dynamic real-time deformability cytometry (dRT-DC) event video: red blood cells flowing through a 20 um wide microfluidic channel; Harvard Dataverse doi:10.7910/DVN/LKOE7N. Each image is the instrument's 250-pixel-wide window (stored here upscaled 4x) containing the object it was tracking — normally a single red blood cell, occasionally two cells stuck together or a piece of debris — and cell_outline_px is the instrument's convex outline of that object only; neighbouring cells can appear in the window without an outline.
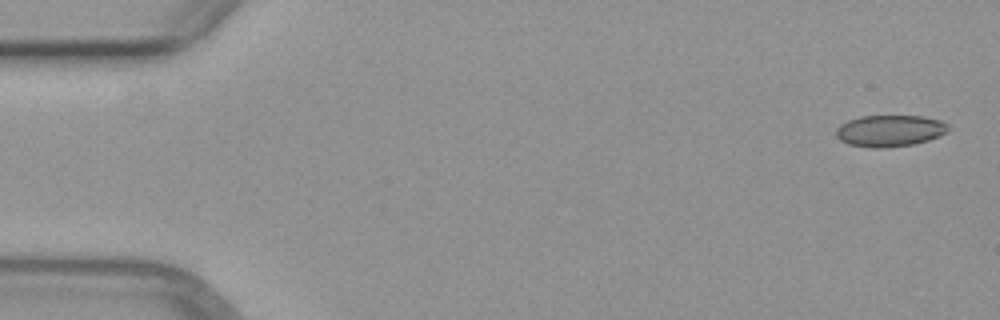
{"species": "common noctule bat (a hibernating species)", "species_latin": "Nyctalus noctula", "temperature_condition": "warm", "stored_images_in_passage": 7, "camera_frame_rate_fps": 3000, "um_per_image_px": 0.085, "animal": {"sex": "female", "body_mass_g": 29.2, "forearm_length_mm": 56.3}, "frame": {"image": 1, "passage_image": 1, "time_ms": 0.0, "image_size_px": [1000, 320], "cell_outline_px": [[948, 132], [940, 136], [928, 140], [912, 144], [884, 148], [872, 148], [848, 144], [840, 140], [836, 136], [836, 128], [840, 124], [848, 120], [860, 116], [924, 116], [940, 120], [948, 124]], "centroid_in_image_um": [75.63, 11.11], "position_along_channel_um": 9.4, "area_um2": 20.75}}
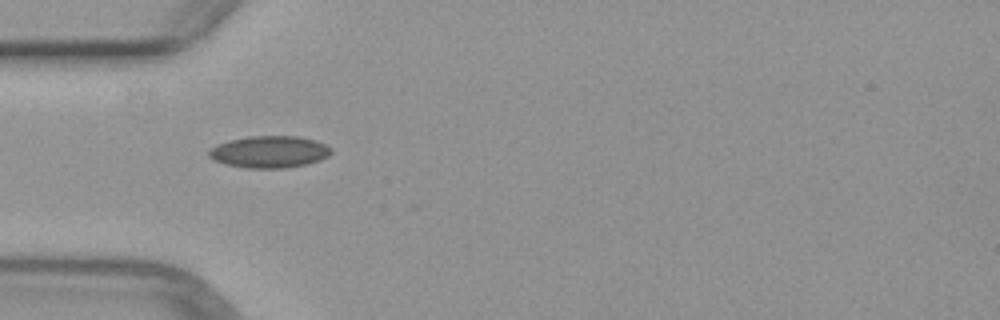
{"frame": {"image": 2, "passage_image": 5, "time_ms": 4.667, "image_size_px": [1000, 320], "cell_outline_px": [[332, 152], [328, 156], [320, 160], [304, 164], [284, 168], [248, 168], [224, 164], [208, 156], [208, 152], [216, 144], [248, 136], [296, 136], [316, 140], [332, 148]], "centroid_in_image_um": [22.91, 12.9], "position_along_channel_um": 62.1, "area_um2": 22.6}}
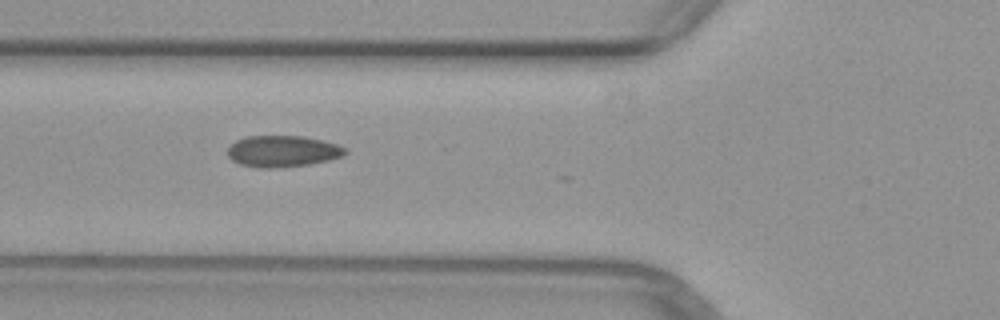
{"frame": {"image": 3, "passage_image": 6, "time_ms": 5.667, "image_size_px": [1000, 320], "cell_outline_px": [[348, 152], [340, 156], [328, 160], [308, 164], [272, 168], [260, 168], [240, 164], [232, 160], [228, 156], [228, 148], [236, 140], [248, 136], [304, 136], [324, 140], [336, 144], [344, 148]], "centroid_in_image_um": [24.0, 12.85], "position_along_channel_um": 101.8, "area_um2": 21.33}}